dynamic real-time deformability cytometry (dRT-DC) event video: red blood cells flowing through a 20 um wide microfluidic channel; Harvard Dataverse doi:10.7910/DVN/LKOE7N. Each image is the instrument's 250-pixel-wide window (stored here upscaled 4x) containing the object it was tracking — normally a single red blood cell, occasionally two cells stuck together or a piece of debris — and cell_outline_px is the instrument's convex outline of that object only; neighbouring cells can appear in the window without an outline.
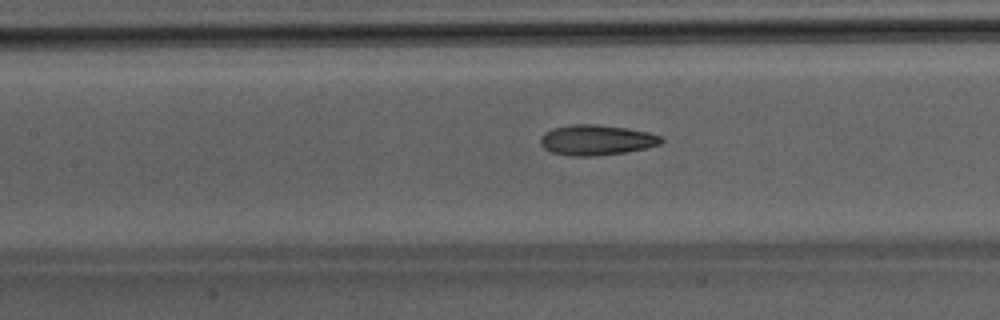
{"species": "Egyptian fruit bat (a non-hibernating species)", "species_latin": "Rousettus aegyptiacus", "temperature_condition": "room temperature", "stored_images_in_passage": 35, "camera_frame_rate_fps": 3000, "um_per_image_px": 0.085, "animal": {"sex": "male"}, "frame": {"image": 1, "passage_image": 9, "time_ms": 2.667, "image_size_px": [1000, 320], "cell_outline_px": [[664, 140], [660, 144], [644, 148], [624, 152], [596, 156], [572, 156], [552, 152], [544, 148], [540, 144], [540, 136], [544, 132], [552, 128], [572, 124], [596, 124], [628, 128], [648, 132], [660, 136]], "centroid_in_image_um": [50.66, 11.89], "position_along_channel_um": 156.7, "area_um2": 21.39}}
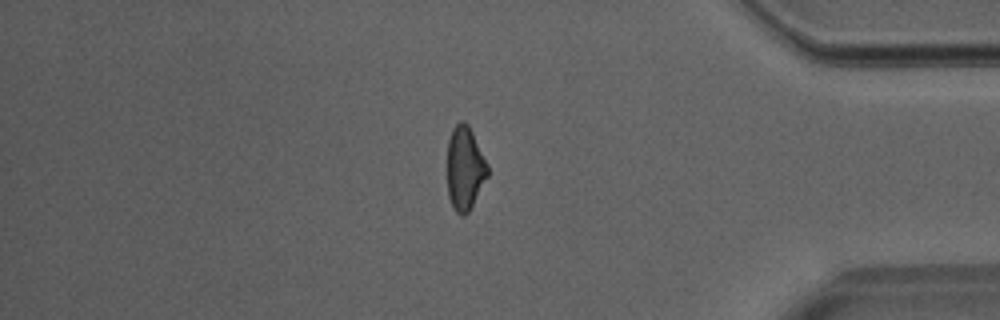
{"frame": {"image": 2, "passage_image": 28, "time_ms": 9.0, "image_size_px": [1000, 320], "cell_outline_px": [[488, 176], [468, 212], [464, 216], [460, 216], [452, 208], [448, 196], [448, 140], [452, 128], [460, 120], [464, 120], [468, 124], [488, 164]], "centroid_in_image_um": [39.51, 14.3], "position_along_channel_um": 395.7, "area_um2": 19.71}}
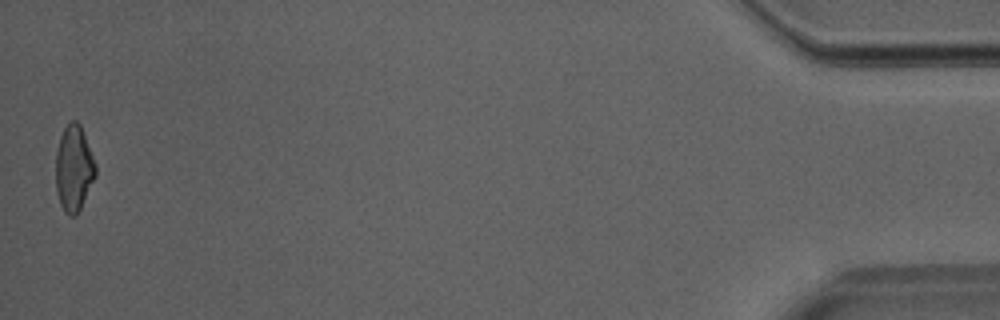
{"frame": {"image": 3, "passage_image": 35, "time_ms": 11.333, "image_size_px": [1000, 320], "cell_outline_px": [[96, 176], [76, 216], [68, 216], [64, 212], [60, 204], [56, 192], [56, 152], [60, 136], [64, 128], [72, 120], [76, 120], [80, 124], [96, 164]], "centroid_in_image_um": [6.27, 14.33], "position_along_channel_um": 428.9, "area_um2": 19.94}}